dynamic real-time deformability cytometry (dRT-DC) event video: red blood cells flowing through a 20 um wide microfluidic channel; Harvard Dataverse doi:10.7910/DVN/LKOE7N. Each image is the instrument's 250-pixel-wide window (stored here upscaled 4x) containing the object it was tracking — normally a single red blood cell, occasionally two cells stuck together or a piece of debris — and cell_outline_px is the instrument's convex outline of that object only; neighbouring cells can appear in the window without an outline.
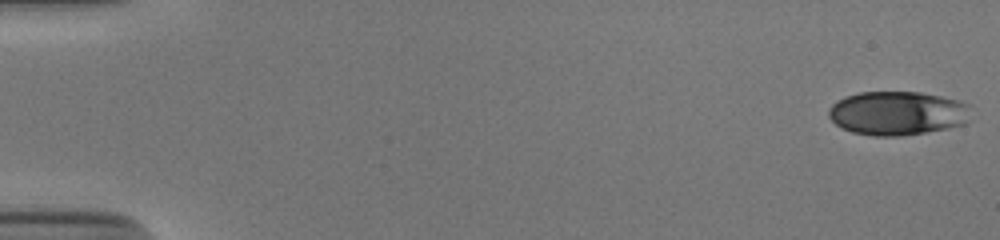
{"species": "human", "species_latin": "Homo sapiens", "temperature_condition": "cold", "stored_images_in_passage": 53, "camera_frame_rate_fps": 3000, "um_per_image_px": 0.085, "donor": {"sex": "male"}, "frame": {"image": 1, "passage_image": 1, "time_ms": 0.0, "image_size_px": [1000, 240], "cell_outline_px": [[968, 124], [948, 128], [900, 136], [872, 136], [852, 132], [840, 128], [828, 116], [828, 108], [836, 100], [844, 96], [860, 92], [920, 92], [940, 96], [956, 100], [968, 104]], "centroid_in_image_um": [76.23, 9.62], "position_along_channel_um": 8.8, "area_um2": 36.53}}
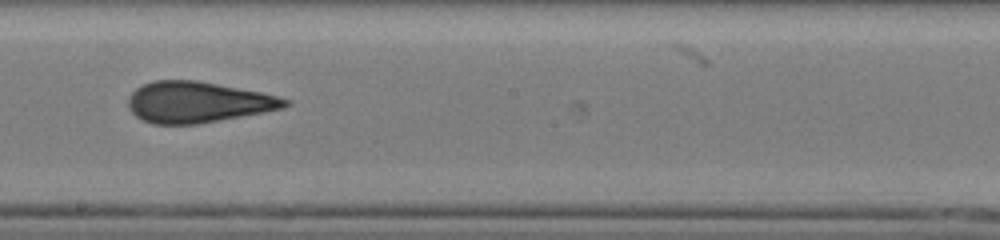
{"frame": {"image": 2, "passage_image": 31, "time_ms": 10.0, "image_size_px": [1000, 240], "cell_outline_px": [[292, 104], [284, 108], [264, 112], [196, 124], [152, 124], [136, 116], [128, 108], [128, 96], [136, 88], [144, 84], [156, 80], [196, 80], [260, 92], [280, 96], [292, 100]], "centroid_in_image_um": [16.83, 8.68], "position_along_channel_um": 231.4, "area_um2": 37.4}}
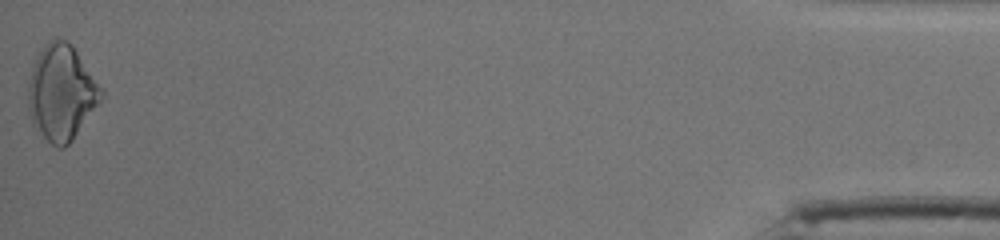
{"frame": {"image": 3, "passage_image": 53, "time_ms": 17.333, "image_size_px": [1000, 240], "cell_outline_px": [[104, 96], [72, 140], [64, 148], [56, 148], [36, 132], [32, 124], [28, 108], [28, 84], [32, 68], [36, 56], [44, 44], [52, 36], [64, 40], [72, 44], [104, 92]], "centroid_in_image_um": [5.19, 7.88], "position_along_channel_um": 430.0, "area_um2": 40.81}, "authors_computed_cell_mechanics": {"area_um2": 36.992, "velocity_mm_per_s": 3.8991, "shape_relaxation_time_tau1_ms": 10.1905, "shape_relaxation_time_tau2_ms": 1.7064, "deformation_change_tau1": 0.2306, "deformation_change_tau2": 0.0883}}